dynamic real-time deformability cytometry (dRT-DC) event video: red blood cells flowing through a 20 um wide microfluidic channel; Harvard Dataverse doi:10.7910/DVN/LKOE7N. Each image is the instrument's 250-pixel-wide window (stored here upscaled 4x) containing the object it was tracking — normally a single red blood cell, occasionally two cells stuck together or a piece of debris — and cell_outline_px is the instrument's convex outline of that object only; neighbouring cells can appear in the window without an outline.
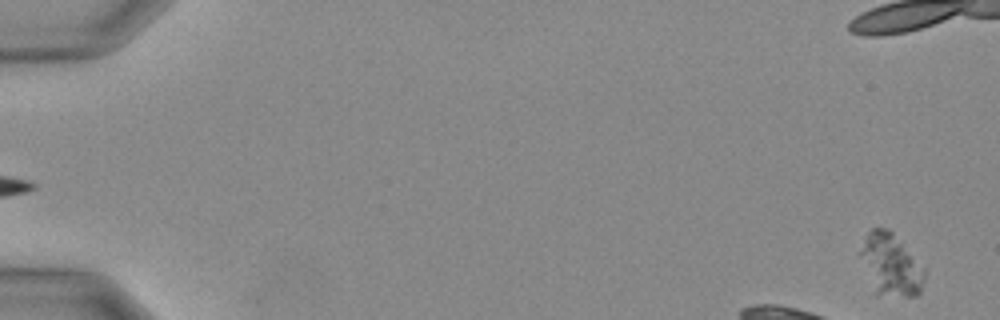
{"species": "Egyptian fruit bat (a non-hibernating species)", "species_latin": "Rousettus aegyptiacus", "temperature_condition": "warm", "stored_images_in_passage": 35, "camera_frame_rate_fps": 3000, "um_per_image_px": 0.085, "animal": {"sex": "female"}, "frame": {"image": 1, "passage_image": 1, "time_ms": 0.0, "image_size_px": [1000, 320], "cell_outline_px": [[924, 280], [920, 292], [916, 296], [872, 296], [860, 252], [868, 232], [872, 228], [888, 228], [892, 232], [924, 268]], "centroid_in_image_um": [75.69, 22.57], "position_along_channel_um": 9.3, "area_um2": 23.18}}